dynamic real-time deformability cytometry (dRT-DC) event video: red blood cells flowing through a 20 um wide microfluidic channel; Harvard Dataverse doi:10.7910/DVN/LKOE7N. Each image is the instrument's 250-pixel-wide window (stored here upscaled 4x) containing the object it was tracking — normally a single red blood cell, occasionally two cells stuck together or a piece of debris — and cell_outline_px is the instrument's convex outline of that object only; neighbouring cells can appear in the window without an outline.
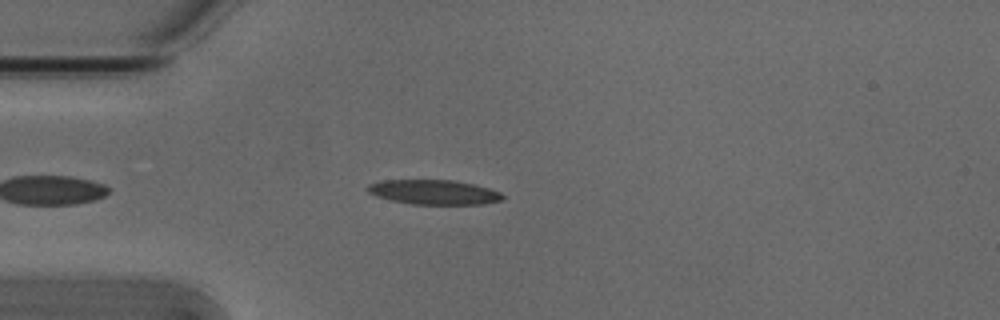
{"species": "Egyptian fruit bat (a non-hibernating species)", "species_latin": "Rousettus aegyptiacus", "temperature_condition": "cold", "stored_images_in_passage": 44, "camera_frame_rate_fps": 3000, "um_per_image_px": 0.085, "animal": {"sex": "male"}, "frame": {"image": 1, "passage_image": 7, "time_ms": 2.0, "image_size_px": [1000, 320], "cell_outline_px": [[504, 200], [484, 204], [412, 204], [392, 200], [376, 196], [368, 192], [364, 188], [368, 184], [384, 180], [452, 180], [472, 184], [488, 188], [500, 192], [504, 196]], "centroid_in_image_um": [36.87, 16.33], "position_along_channel_um": 48.1, "area_um2": 19.36}}
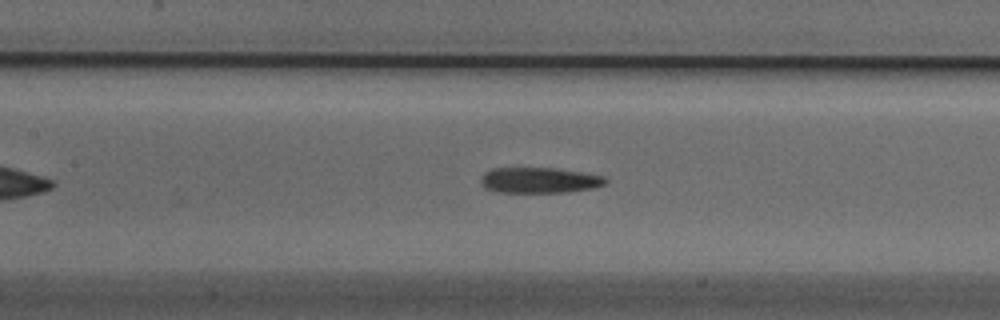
{"frame": {"image": 2, "passage_image": 17, "time_ms": 5.333, "image_size_px": [1000, 320], "cell_outline_px": [[608, 184], [592, 188], [568, 192], [500, 192], [484, 188], [480, 180], [480, 176], [484, 172], [492, 168], [556, 168], [604, 176], [608, 180]], "centroid_in_image_um": [45.84, 15.32], "position_along_channel_um": 161.6, "area_um2": 18.73}}
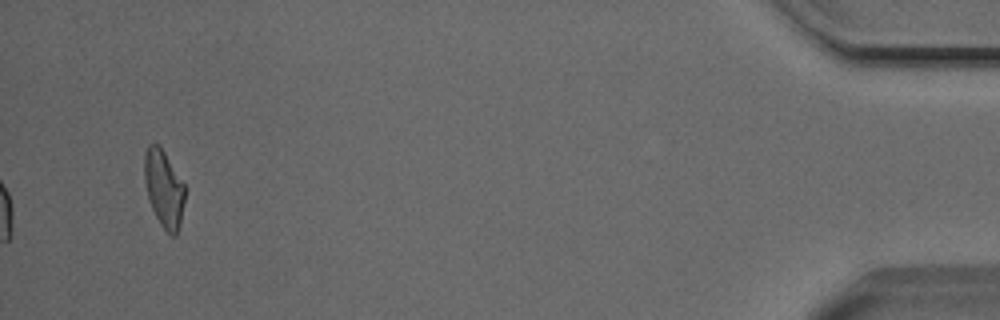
{"frame": {"image": 3, "passage_image": 44, "time_ms": 14.333, "image_size_px": [1000, 320], "cell_outline_px": [[188, 188], [180, 224], [176, 236], [172, 236], [160, 224], [152, 208], [148, 196], [144, 180], [144, 152], [148, 144], [160, 144]], "centroid_in_image_um": [13.97, 15.99], "position_along_channel_um": 421.2, "area_um2": 18.73}, "authors_computed_cell_mechanics": {"area_um2": 19.3919, "velocity_mm_per_s": 3.8062, "shape_relaxation_time_tau1_ms": 4.8807, "shape_relaxation_time_tau2_ms": 2.8647, "deformation_change_tau1": 0.1533, "deformation_change_tau2": 0.0908}}